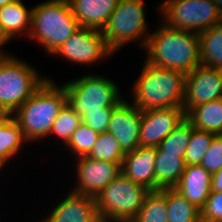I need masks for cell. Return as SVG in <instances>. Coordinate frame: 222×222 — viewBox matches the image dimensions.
I'll list each match as a JSON object with an SVG mask.
<instances>
[{
	"instance_id": "25",
	"label": "cell",
	"mask_w": 222,
	"mask_h": 222,
	"mask_svg": "<svg viewBox=\"0 0 222 222\" xmlns=\"http://www.w3.org/2000/svg\"><path fill=\"white\" fill-rule=\"evenodd\" d=\"M133 220L135 222H168L166 188L150 191Z\"/></svg>"
},
{
	"instance_id": "31",
	"label": "cell",
	"mask_w": 222,
	"mask_h": 222,
	"mask_svg": "<svg viewBox=\"0 0 222 222\" xmlns=\"http://www.w3.org/2000/svg\"><path fill=\"white\" fill-rule=\"evenodd\" d=\"M201 222H222V192L211 191L200 209Z\"/></svg>"
},
{
	"instance_id": "17",
	"label": "cell",
	"mask_w": 222,
	"mask_h": 222,
	"mask_svg": "<svg viewBox=\"0 0 222 222\" xmlns=\"http://www.w3.org/2000/svg\"><path fill=\"white\" fill-rule=\"evenodd\" d=\"M212 174L200 164L186 165L179 183L174 187L187 201L201 209L212 191Z\"/></svg>"
},
{
	"instance_id": "14",
	"label": "cell",
	"mask_w": 222,
	"mask_h": 222,
	"mask_svg": "<svg viewBox=\"0 0 222 222\" xmlns=\"http://www.w3.org/2000/svg\"><path fill=\"white\" fill-rule=\"evenodd\" d=\"M142 111L124 99L113 109L107 132L119 142L127 153L139 148Z\"/></svg>"
},
{
	"instance_id": "37",
	"label": "cell",
	"mask_w": 222,
	"mask_h": 222,
	"mask_svg": "<svg viewBox=\"0 0 222 222\" xmlns=\"http://www.w3.org/2000/svg\"><path fill=\"white\" fill-rule=\"evenodd\" d=\"M15 1H17V0H0V7L6 6V5L13 3Z\"/></svg>"
},
{
	"instance_id": "20",
	"label": "cell",
	"mask_w": 222,
	"mask_h": 222,
	"mask_svg": "<svg viewBox=\"0 0 222 222\" xmlns=\"http://www.w3.org/2000/svg\"><path fill=\"white\" fill-rule=\"evenodd\" d=\"M31 19L32 8L27 9L22 0L0 7V24L11 40L22 33L28 38L31 31Z\"/></svg>"
},
{
	"instance_id": "22",
	"label": "cell",
	"mask_w": 222,
	"mask_h": 222,
	"mask_svg": "<svg viewBox=\"0 0 222 222\" xmlns=\"http://www.w3.org/2000/svg\"><path fill=\"white\" fill-rule=\"evenodd\" d=\"M28 141L12 115H0V165L3 167ZM15 154V155H14Z\"/></svg>"
},
{
	"instance_id": "35",
	"label": "cell",
	"mask_w": 222,
	"mask_h": 222,
	"mask_svg": "<svg viewBox=\"0 0 222 222\" xmlns=\"http://www.w3.org/2000/svg\"><path fill=\"white\" fill-rule=\"evenodd\" d=\"M9 40H11L8 35L6 34V32L4 31L2 25L0 24V49L2 46H4V44H6L7 42H9ZM0 55H10V53H3V51L1 52L0 50Z\"/></svg>"
},
{
	"instance_id": "26",
	"label": "cell",
	"mask_w": 222,
	"mask_h": 222,
	"mask_svg": "<svg viewBox=\"0 0 222 222\" xmlns=\"http://www.w3.org/2000/svg\"><path fill=\"white\" fill-rule=\"evenodd\" d=\"M125 154L115 137L108 132H103L99 134L87 157L92 160L118 163L122 166Z\"/></svg>"
},
{
	"instance_id": "39",
	"label": "cell",
	"mask_w": 222,
	"mask_h": 222,
	"mask_svg": "<svg viewBox=\"0 0 222 222\" xmlns=\"http://www.w3.org/2000/svg\"><path fill=\"white\" fill-rule=\"evenodd\" d=\"M221 76V81H222V68L218 70Z\"/></svg>"
},
{
	"instance_id": "10",
	"label": "cell",
	"mask_w": 222,
	"mask_h": 222,
	"mask_svg": "<svg viewBox=\"0 0 222 222\" xmlns=\"http://www.w3.org/2000/svg\"><path fill=\"white\" fill-rule=\"evenodd\" d=\"M73 63L91 65L113 53L105 43L102 31L80 27L54 53Z\"/></svg>"
},
{
	"instance_id": "27",
	"label": "cell",
	"mask_w": 222,
	"mask_h": 222,
	"mask_svg": "<svg viewBox=\"0 0 222 222\" xmlns=\"http://www.w3.org/2000/svg\"><path fill=\"white\" fill-rule=\"evenodd\" d=\"M192 131L193 126L185 118L157 147L164 153L178 154V157L184 159Z\"/></svg>"
},
{
	"instance_id": "29",
	"label": "cell",
	"mask_w": 222,
	"mask_h": 222,
	"mask_svg": "<svg viewBox=\"0 0 222 222\" xmlns=\"http://www.w3.org/2000/svg\"><path fill=\"white\" fill-rule=\"evenodd\" d=\"M215 135L214 133L193 127L191 139L184 156L185 165L201 164Z\"/></svg>"
},
{
	"instance_id": "13",
	"label": "cell",
	"mask_w": 222,
	"mask_h": 222,
	"mask_svg": "<svg viewBox=\"0 0 222 222\" xmlns=\"http://www.w3.org/2000/svg\"><path fill=\"white\" fill-rule=\"evenodd\" d=\"M78 161V162H77ZM78 181L72 190L75 193L96 197L121 172V165L114 162L77 158Z\"/></svg>"
},
{
	"instance_id": "28",
	"label": "cell",
	"mask_w": 222,
	"mask_h": 222,
	"mask_svg": "<svg viewBox=\"0 0 222 222\" xmlns=\"http://www.w3.org/2000/svg\"><path fill=\"white\" fill-rule=\"evenodd\" d=\"M81 123L82 117H80L69 103L66 102L52 125L50 135L58 136V138L67 145L71 139L72 133Z\"/></svg>"
},
{
	"instance_id": "3",
	"label": "cell",
	"mask_w": 222,
	"mask_h": 222,
	"mask_svg": "<svg viewBox=\"0 0 222 222\" xmlns=\"http://www.w3.org/2000/svg\"><path fill=\"white\" fill-rule=\"evenodd\" d=\"M56 85L48 78L12 115L27 141L40 140L50 135L59 111L67 102L63 85Z\"/></svg>"
},
{
	"instance_id": "6",
	"label": "cell",
	"mask_w": 222,
	"mask_h": 222,
	"mask_svg": "<svg viewBox=\"0 0 222 222\" xmlns=\"http://www.w3.org/2000/svg\"><path fill=\"white\" fill-rule=\"evenodd\" d=\"M149 192L146 187L120 173L95 197L101 222L134 219Z\"/></svg>"
},
{
	"instance_id": "16",
	"label": "cell",
	"mask_w": 222,
	"mask_h": 222,
	"mask_svg": "<svg viewBox=\"0 0 222 222\" xmlns=\"http://www.w3.org/2000/svg\"><path fill=\"white\" fill-rule=\"evenodd\" d=\"M155 158L156 148L139 147L125 154L121 172L134 183L155 191Z\"/></svg>"
},
{
	"instance_id": "2",
	"label": "cell",
	"mask_w": 222,
	"mask_h": 222,
	"mask_svg": "<svg viewBox=\"0 0 222 222\" xmlns=\"http://www.w3.org/2000/svg\"><path fill=\"white\" fill-rule=\"evenodd\" d=\"M132 88L133 104L141 111L182 107L186 74L146 61Z\"/></svg>"
},
{
	"instance_id": "7",
	"label": "cell",
	"mask_w": 222,
	"mask_h": 222,
	"mask_svg": "<svg viewBox=\"0 0 222 222\" xmlns=\"http://www.w3.org/2000/svg\"><path fill=\"white\" fill-rule=\"evenodd\" d=\"M74 80L64 83L63 87L67 102L80 117L89 111L113 110L123 100L113 80L94 74Z\"/></svg>"
},
{
	"instance_id": "36",
	"label": "cell",
	"mask_w": 222,
	"mask_h": 222,
	"mask_svg": "<svg viewBox=\"0 0 222 222\" xmlns=\"http://www.w3.org/2000/svg\"><path fill=\"white\" fill-rule=\"evenodd\" d=\"M213 2L215 3L216 8L222 15V0H213Z\"/></svg>"
},
{
	"instance_id": "38",
	"label": "cell",
	"mask_w": 222,
	"mask_h": 222,
	"mask_svg": "<svg viewBox=\"0 0 222 222\" xmlns=\"http://www.w3.org/2000/svg\"><path fill=\"white\" fill-rule=\"evenodd\" d=\"M116 222H135L133 219L131 220H119V221H116Z\"/></svg>"
},
{
	"instance_id": "9",
	"label": "cell",
	"mask_w": 222,
	"mask_h": 222,
	"mask_svg": "<svg viewBox=\"0 0 222 222\" xmlns=\"http://www.w3.org/2000/svg\"><path fill=\"white\" fill-rule=\"evenodd\" d=\"M158 10L168 27L195 33L222 21L213 0H168Z\"/></svg>"
},
{
	"instance_id": "11",
	"label": "cell",
	"mask_w": 222,
	"mask_h": 222,
	"mask_svg": "<svg viewBox=\"0 0 222 222\" xmlns=\"http://www.w3.org/2000/svg\"><path fill=\"white\" fill-rule=\"evenodd\" d=\"M184 119L183 107L142 111L139 147L157 148Z\"/></svg>"
},
{
	"instance_id": "32",
	"label": "cell",
	"mask_w": 222,
	"mask_h": 222,
	"mask_svg": "<svg viewBox=\"0 0 222 222\" xmlns=\"http://www.w3.org/2000/svg\"><path fill=\"white\" fill-rule=\"evenodd\" d=\"M200 165L211 174L222 167V134L214 136Z\"/></svg>"
},
{
	"instance_id": "15",
	"label": "cell",
	"mask_w": 222,
	"mask_h": 222,
	"mask_svg": "<svg viewBox=\"0 0 222 222\" xmlns=\"http://www.w3.org/2000/svg\"><path fill=\"white\" fill-rule=\"evenodd\" d=\"M45 219L48 222H101L95 197L70 192Z\"/></svg>"
},
{
	"instance_id": "40",
	"label": "cell",
	"mask_w": 222,
	"mask_h": 222,
	"mask_svg": "<svg viewBox=\"0 0 222 222\" xmlns=\"http://www.w3.org/2000/svg\"><path fill=\"white\" fill-rule=\"evenodd\" d=\"M168 0H164L162 3H160L159 8Z\"/></svg>"
},
{
	"instance_id": "12",
	"label": "cell",
	"mask_w": 222,
	"mask_h": 222,
	"mask_svg": "<svg viewBox=\"0 0 222 222\" xmlns=\"http://www.w3.org/2000/svg\"><path fill=\"white\" fill-rule=\"evenodd\" d=\"M218 98H222V81L218 69L200 65L186 74L182 104L185 114L196 105Z\"/></svg>"
},
{
	"instance_id": "30",
	"label": "cell",
	"mask_w": 222,
	"mask_h": 222,
	"mask_svg": "<svg viewBox=\"0 0 222 222\" xmlns=\"http://www.w3.org/2000/svg\"><path fill=\"white\" fill-rule=\"evenodd\" d=\"M99 133L92 130L87 124L81 123L72 133L71 139L66 145L74 153L75 158L85 157L91 152Z\"/></svg>"
},
{
	"instance_id": "5",
	"label": "cell",
	"mask_w": 222,
	"mask_h": 222,
	"mask_svg": "<svg viewBox=\"0 0 222 222\" xmlns=\"http://www.w3.org/2000/svg\"><path fill=\"white\" fill-rule=\"evenodd\" d=\"M48 78L12 55L0 61V115H13Z\"/></svg>"
},
{
	"instance_id": "19",
	"label": "cell",
	"mask_w": 222,
	"mask_h": 222,
	"mask_svg": "<svg viewBox=\"0 0 222 222\" xmlns=\"http://www.w3.org/2000/svg\"><path fill=\"white\" fill-rule=\"evenodd\" d=\"M185 162L178 154L164 153L156 148L155 158V191L163 188H174L185 170Z\"/></svg>"
},
{
	"instance_id": "34",
	"label": "cell",
	"mask_w": 222,
	"mask_h": 222,
	"mask_svg": "<svg viewBox=\"0 0 222 222\" xmlns=\"http://www.w3.org/2000/svg\"><path fill=\"white\" fill-rule=\"evenodd\" d=\"M212 191L222 192V167L212 174Z\"/></svg>"
},
{
	"instance_id": "41",
	"label": "cell",
	"mask_w": 222,
	"mask_h": 222,
	"mask_svg": "<svg viewBox=\"0 0 222 222\" xmlns=\"http://www.w3.org/2000/svg\"><path fill=\"white\" fill-rule=\"evenodd\" d=\"M6 55H0V61L5 57Z\"/></svg>"
},
{
	"instance_id": "18",
	"label": "cell",
	"mask_w": 222,
	"mask_h": 222,
	"mask_svg": "<svg viewBox=\"0 0 222 222\" xmlns=\"http://www.w3.org/2000/svg\"><path fill=\"white\" fill-rule=\"evenodd\" d=\"M80 27L102 31L119 0H68Z\"/></svg>"
},
{
	"instance_id": "1",
	"label": "cell",
	"mask_w": 222,
	"mask_h": 222,
	"mask_svg": "<svg viewBox=\"0 0 222 222\" xmlns=\"http://www.w3.org/2000/svg\"><path fill=\"white\" fill-rule=\"evenodd\" d=\"M150 33L145 61L154 66L187 74L201 65L199 33L168 27L164 22Z\"/></svg>"
},
{
	"instance_id": "33",
	"label": "cell",
	"mask_w": 222,
	"mask_h": 222,
	"mask_svg": "<svg viewBox=\"0 0 222 222\" xmlns=\"http://www.w3.org/2000/svg\"><path fill=\"white\" fill-rule=\"evenodd\" d=\"M112 112L113 110L89 111L82 117V122L99 134L107 132Z\"/></svg>"
},
{
	"instance_id": "8",
	"label": "cell",
	"mask_w": 222,
	"mask_h": 222,
	"mask_svg": "<svg viewBox=\"0 0 222 222\" xmlns=\"http://www.w3.org/2000/svg\"><path fill=\"white\" fill-rule=\"evenodd\" d=\"M143 0H119L102 34L108 49L115 54L126 43L139 40L145 48L148 32ZM146 32V33H145ZM144 36V37H143ZM143 37V38H142Z\"/></svg>"
},
{
	"instance_id": "23",
	"label": "cell",
	"mask_w": 222,
	"mask_h": 222,
	"mask_svg": "<svg viewBox=\"0 0 222 222\" xmlns=\"http://www.w3.org/2000/svg\"><path fill=\"white\" fill-rule=\"evenodd\" d=\"M199 47L201 65L222 68V21L199 33Z\"/></svg>"
},
{
	"instance_id": "42",
	"label": "cell",
	"mask_w": 222,
	"mask_h": 222,
	"mask_svg": "<svg viewBox=\"0 0 222 222\" xmlns=\"http://www.w3.org/2000/svg\"><path fill=\"white\" fill-rule=\"evenodd\" d=\"M41 222H48L45 218L44 219H42V221Z\"/></svg>"
},
{
	"instance_id": "24",
	"label": "cell",
	"mask_w": 222,
	"mask_h": 222,
	"mask_svg": "<svg viewBox=\"0 0 222 222\" xmlns=\"http://www.w3.org/2000/svg\"><path fill=\"white\" fill-rule=\"evenodd\" d=\"M168 222H201L200 209L175 188H166Z\"/></svg>"
},
{
	"instance_id": "4",
	"label": "cell",
	"mask_w": 222,
	"mask_h": 222,
	"mask_svg": "<svg viewBox=\"0 0 222 222\" xmlns=\"http://www.w3.org/2000/svg\"><path fill=\"white\" fill-rule=\"evenodd\" d=\"M79 28L68 0H47L32 7L28 39L37 41L46 53L53 54Z\"/></svg>"
},
{
	"instance_id": "21",
	"label": "cell",
	"mask_w": 222,
	"mask_h": 222,
	"mask_svg": "<svg viewBox=\"0 0 222 222\" xmlns=\"http://www.w3.org/2000/svg\"><path fill=\"white\" fill-rule=\"evenodd\" d=\"M185 118L196 129L222 134V98L194 106Z\"/></svg>"
}]
</instances>
